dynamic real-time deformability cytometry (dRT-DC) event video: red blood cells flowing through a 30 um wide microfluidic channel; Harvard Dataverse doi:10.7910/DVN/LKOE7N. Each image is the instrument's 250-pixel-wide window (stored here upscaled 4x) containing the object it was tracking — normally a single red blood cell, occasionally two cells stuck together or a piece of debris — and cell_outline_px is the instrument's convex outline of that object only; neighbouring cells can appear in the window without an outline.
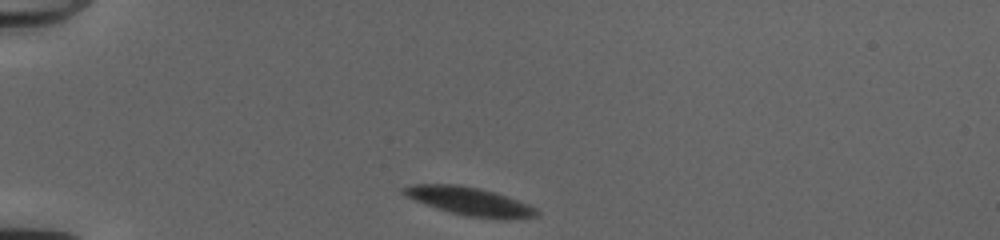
{"species": "common noctule bat (a hibernating species)", "species_latin": "Nyctalus noctula", "temperature_condition": "cold", "stored_images_in_passage": 41, "camera_frame_rate_fps": 3000, "um_per_image_px": 0.085, "animal": {"sex": "female", "body_mass_g": 20.0, "forearm_length_mm": 54.0}, "frame": {"image": 1, "passage_image": 1, "time_ms": 0.0, "image_size_px": [1000, 240], "cell_outline_px": [[540, 216], [500, 220], [468, 216], [448, 212], [412, 200], [404, 196], [404, 188], [416, 184], [452, 184], [476, 188], [492, 192], [528, 204], [536, 208], [540, 212]], "centroid_in_image_um": [39.93, 17.14], "position_along_channel_um": 45.1, "area_um2": 21.68}}
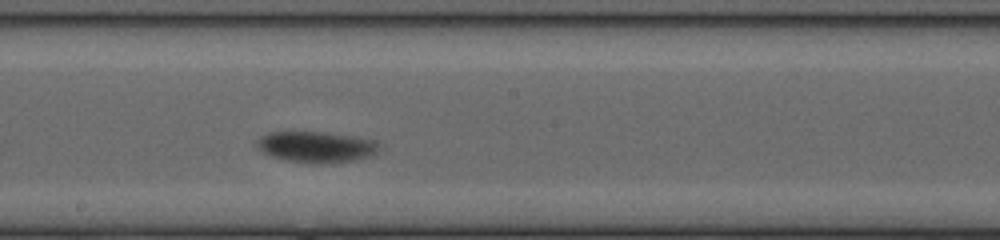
{"frame": {"image": 2, "passage_image": 18, "time_ms": 5.667, "image_size_px": [1000, 240], "cell_outline_px": [[380, 148], [368, 156], [352, 160], [320, 164], [312, 164], [288, 160], [272, 156], [256, 148], [256, 140], [260, 136], [268, 132], [320, 132], [352, 136], [372, 140]], "centroid_in_image_um": [26.79, 12.48], "position_along_channel_um": 221.4, "area_um2": 21.73}}
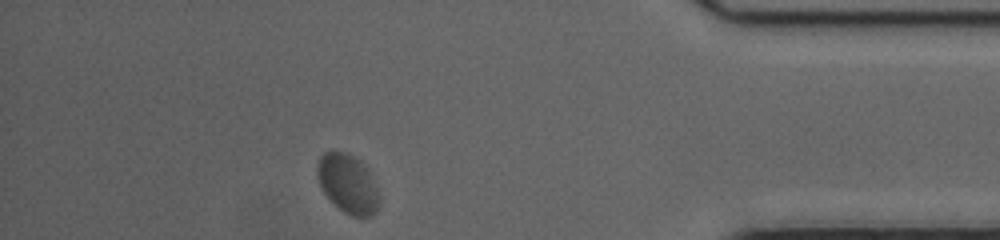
{"frame": {"image": 3, "passage_image": 35, "time_ms": 11.333, "image_size_px": [1000, 240], "cell_outline_px": [[380, 200], [372, 216], [352, 216], [344, 212], [324, 192], [316, 176], [316, 164], [320, 156], [324, 152], [344, 152], [360, 160], [364, 164], [368, 172]], "centroid_in_image_um": [29.52, 15.59], "position_along_channel_um": 405.7, "area_um2": 20.69}, "authors_computed_cell_mechanics": {"area_um2": 21.5016, "velocity_mm_per_s": 3.84, "shape_relaxation_time_tau1_ms": 1.5606, "shape_relaxation_time_tau2_ms": null, "deformation_change_tau1": 0.078, "deformation_change_tau2": null}}